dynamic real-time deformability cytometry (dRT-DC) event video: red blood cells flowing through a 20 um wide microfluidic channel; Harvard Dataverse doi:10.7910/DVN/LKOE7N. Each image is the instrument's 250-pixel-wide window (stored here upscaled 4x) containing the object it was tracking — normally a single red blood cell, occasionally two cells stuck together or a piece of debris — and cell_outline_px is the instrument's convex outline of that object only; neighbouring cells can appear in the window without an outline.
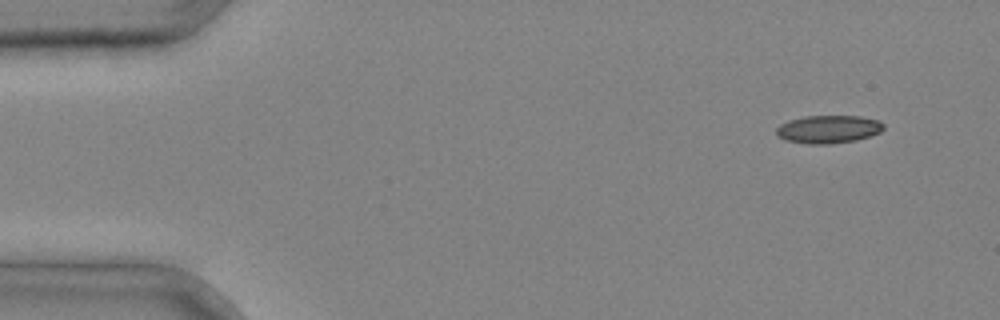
{"species": "common noctule bat (a hibernating species)", "species_latin": "Nyctalus noctula", "temperature_condition": "cold", "stored_images_in_passage": 3, "camera_frame_rate_fps": 3000, "um_per_image_px": 0.085, "animal": {"sex": "male", "body_mass_g": 20.4}, "frame": {"image": 1, "passage_image": 1, "time_ms": 0.0, "image_size_px": [1000, 320], "cell_outline_px": [[884, 128], [880, 132], [856, 140], [828, 144], [808, 144], [784, 140], [776, 132], [776, 128], [780, 124], [788, 120], [804, 116], [860, 116], [880, 120], [884, 124]], "centroid_in_image_um": [70.41, 10.98], "position_along_channel_um": 14.6, "area_um2": 17.51}}